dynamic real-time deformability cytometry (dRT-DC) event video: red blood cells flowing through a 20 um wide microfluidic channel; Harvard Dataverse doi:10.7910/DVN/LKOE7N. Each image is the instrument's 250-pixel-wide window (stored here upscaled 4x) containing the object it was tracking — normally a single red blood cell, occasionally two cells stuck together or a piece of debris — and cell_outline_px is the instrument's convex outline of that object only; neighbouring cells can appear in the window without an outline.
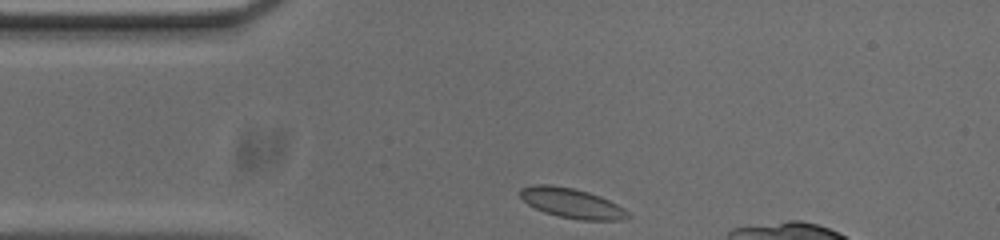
{"species": "common noctule bat (a hibernating species)", "species_latin": "Nyctalus noctula", "temperature_condition": "cold", "stored_images_in_passage": 33, "camera_frame_rate_fps": 3000, "um_per_image_px": 0.085, "animal": {"sex": "male", "body_mass_g": 20.0, "forearm_length_mm": 53.3}, "frame": {"image": 1, "passage_image": 1, "time_ms": 0.0, "image_size_px": [1000, 240], "cell_outline_px": [[632, 216], [624, 220], [580, 220], [560, 216], [544, 212], [528, 204], [520, 196], [520, 188], [536, 184], [552, 184], [572, 188], [588, 192], [600, 196], [624, 208]], "centroid_in_image_um": [48.62, 17.27], "position_along_channel_um": 36.4, "area_um2": 18.67}}
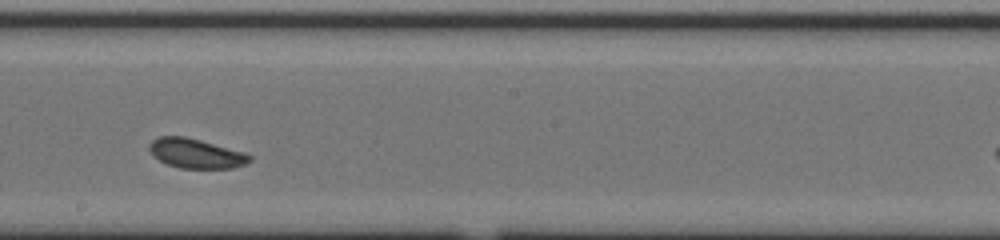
{"frame": {"image": 2, "passage_image": 19, "time_ms": 6.0, "image_size_px": [1000, 240], "cell_outline_px": [[252, 160], [244, 164], [232, 168], [180, 168], [168, 164], [152, 156], [148, 148], [148, 144], [152, 140], [160, 136], [184, 136], [200, 140], [244, 152], [252, 156]], "centroid_in_image_um": [16.62, 13.04], "position_along_channel_um": 231.6, "area_um2": 17.22}}
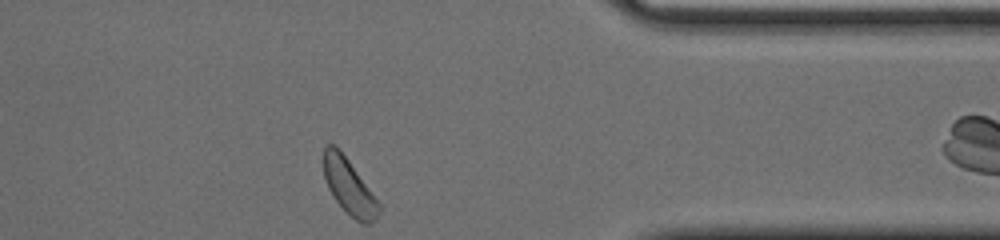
{"frame": {"image": 3, "passage_image": 33, "time_ms": 10.667, "image_size_px": [1000, 240], "cell_outline_px": [[380, 212], [376, 220], [372, 224], [364, 224], [356, 220], [332, 196], [328, 188], [324, 176], [324, 144], [332, 144], [348, 160], [380, 204]], "centroid_in_image_um": [29.68, 15.9], "position_along_channel_um": 381.7, "area_um2": 17.34}, "authors_computed_cell_mechanics": {"area_um2": 17.5712, "velocity_mm_per_s": 3.6572, "shape_relaxation_time_tau1_ms": 6.7952, "shape_relaxation_time_tau2_ms": null, "deformation_change_tau1": 0.062, "deformation_change_tau2": null}}